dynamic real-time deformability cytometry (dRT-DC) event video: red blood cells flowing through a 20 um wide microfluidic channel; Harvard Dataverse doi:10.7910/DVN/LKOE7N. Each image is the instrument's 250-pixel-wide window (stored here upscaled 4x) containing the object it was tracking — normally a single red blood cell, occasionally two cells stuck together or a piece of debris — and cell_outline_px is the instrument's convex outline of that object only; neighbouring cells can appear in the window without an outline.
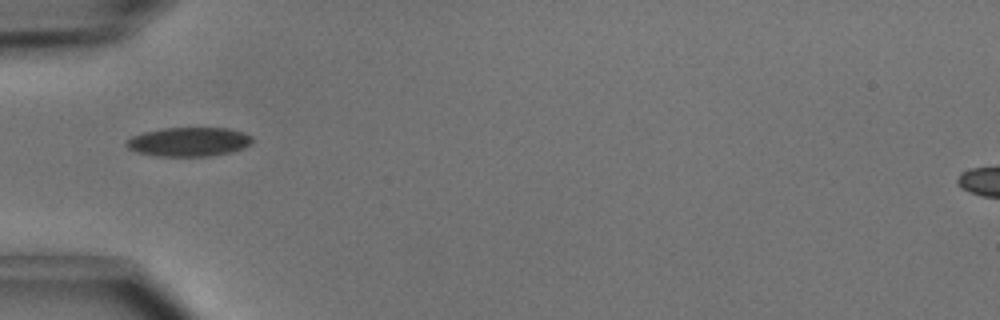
{"species": "common noctule bat (a hibernating species)", "species_latin": "Nyctalus noctula", "temperature_condition": "cold", "stored_images_in_passage": 16, "camera_frame_rate_fps": 3000, "um_per_image_px": 0.085, "animal": {"sex": "male", "body_mass_g": 15.6}, "frame": {"image": 1, "passage_image": 1, "time_ms": 0.0, "image_size_px": [1000, 320], "cell_outline_px": [[252, 144], [244, 148], [232, 152], [212, 156], [156, 156], [136, 152], [128, 148], [124, 144], [132, 136], [144, 132], [164, 128], [228, 128], [244, 132], [252, 136]], "centroid_in_image_um": [16.08, 12.06], "position_along_channel_um": 68.9, "area_um2": 21.5}}